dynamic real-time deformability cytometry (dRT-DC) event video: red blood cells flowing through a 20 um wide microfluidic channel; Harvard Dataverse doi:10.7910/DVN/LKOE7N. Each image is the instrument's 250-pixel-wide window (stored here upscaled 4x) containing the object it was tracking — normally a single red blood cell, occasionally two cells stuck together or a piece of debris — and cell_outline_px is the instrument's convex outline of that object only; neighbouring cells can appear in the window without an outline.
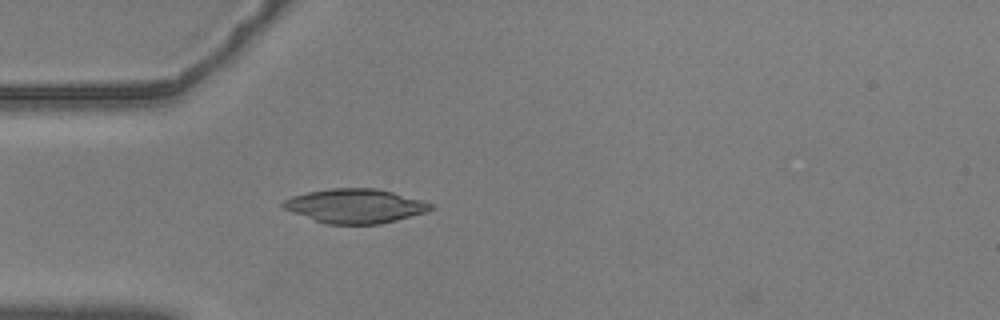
{"species": "common noctule bat (a hibernating species)", "species_latin": "Nyctalus noctula", "temperature_condition": "warm", "stored_images_in_passage": 42, "camera_frame_rate_fps": 3000, "um_per_image_px": 0.085, "animal": {"sex": "male", "body_mass_g": 20.5, "forearm_length_mm": 52.5}, "frame": {"image": 1, "passage_image": 2, "time_ms": 0.333, "image_size_px": [1000, 320], "cell_outline_px": [[436, 208], [428, 212], [380, 224], [328, 224], [292, 212], [284, 208], [280, 204], [284, 200], [292, 196], [308, 192], [332, 188], [376, 188], [392, 192], [420, 200], [432, 204]], "centroid_in_image_um": [30.21, 17.51], "position_along_channel_um": 54.8, "area_um2": 29.19}}
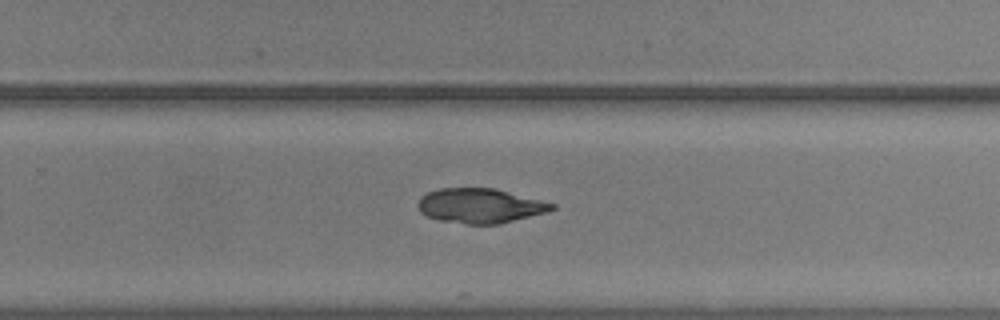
{"frame": {"image": 2, "passage_image": 22, "time_ms": 7.0, "image_size_px": [1000, 320], "cell_outline_px": [[556, 208], [548, 212], [500, 224], [464, 224], [440, 220], [428, 216], [420, 212], [416, 204], [420, 196], [428, 192], [440, 188], [492, 188], [556, 204]], "centroid_in_image_um": [40.79, 17.5], "position_along_channel_um": 289.0, "area_um2": 27.05}}
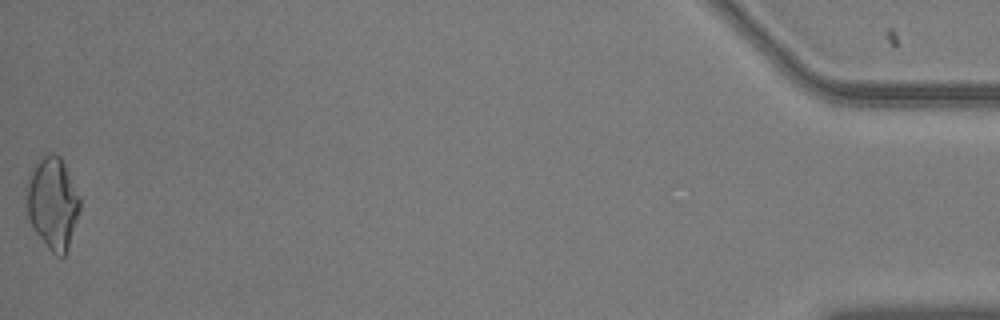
{"frame": {"image": 3, "passage_image": 42, "time_ms": 13.667, "image_size_px": [1000, 320], "cell_outline_px": [[80, 208], [68, 248], [64, 256], [56, 256], [48, 248], [32, 228], [28, 216], [24, 188], [32, 168], [40, 156], [52, 152], [60, 156], [64, 164], [80, 200]], "centroid_in_image_um": [4.43, 17.25], "position_along_channel_um": 430.8, "area_um2": 28.61}, "authors_computed_cell_mechanics": {"area_um2": 27.8596, "velocity_mm_per_s": 3.5927, "shape_relaxation_time_tau1_ms": 10.1605, "shape_relaxation_time_tau2_ms": 6.8808, "deformation_change_tau1": 0.172, "deformation_change_tau2": 0.0953}}